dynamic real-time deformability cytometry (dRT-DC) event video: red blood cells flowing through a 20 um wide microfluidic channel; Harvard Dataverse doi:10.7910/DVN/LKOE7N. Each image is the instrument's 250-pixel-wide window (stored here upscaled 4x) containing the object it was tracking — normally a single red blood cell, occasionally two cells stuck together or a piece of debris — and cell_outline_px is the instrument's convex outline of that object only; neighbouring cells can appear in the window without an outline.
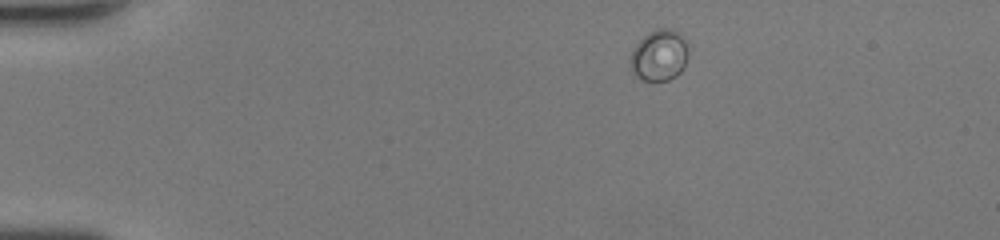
{"species": "human", "species_latin": "Homo sapiens", "temperature_condition": "room temperature", "stored_images_in_passage": 41, "camera_frame_rate_fps": 3000, "um_per_image_px": 0.085, "donor": {"sex": "female"}, "frame": {"image": 1, "passage_image": 1, "time_ms": 0.0, "image_size_px": [1000, 240], "cell_outline_px": [[688, 56], [684, 68], [676, 76], [668, 80], [644, 80], [636, 76], [632, 72], [632, 52], [636, 44], [648, 32], [656, 28], [672, 28], [684, 40], [688, 48]], "centroid_in_image_um": [56.06, 4.69], "position_along_channel_um": 28.9, "area_um2": 17.11}}